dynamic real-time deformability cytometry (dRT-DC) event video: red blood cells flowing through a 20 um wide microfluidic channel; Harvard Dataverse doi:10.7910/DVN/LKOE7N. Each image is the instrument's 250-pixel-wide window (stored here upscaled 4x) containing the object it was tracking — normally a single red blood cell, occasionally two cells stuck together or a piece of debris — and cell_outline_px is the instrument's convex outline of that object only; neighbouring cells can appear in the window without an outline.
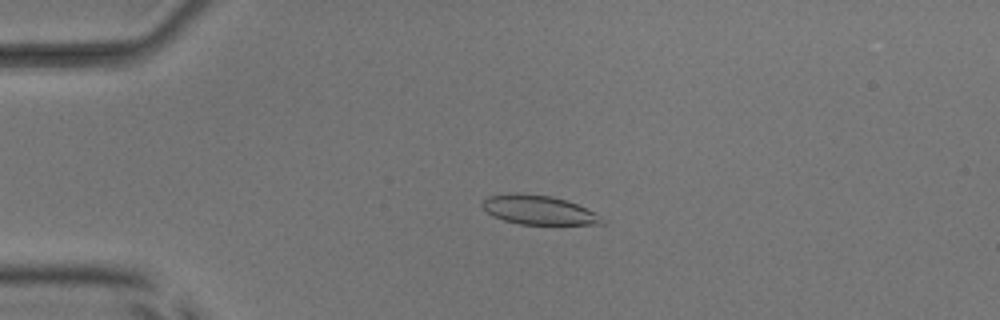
{"species": "common noctule bat (a hibernating species)", "species_latin": "Nyctalus noctula", "temperature_condition": "room temperature", "stored_images_in_passage": 53, "camera_frame_rate_fps": 3000, "um_per_image_px": 0.085, "animal": {"sex": "male", "body_mass_g": 17.9, "forearm_length_mm": 54.2}, "frame": {"image": 1, "passage_image": 13, "time_ms": 4.0, "image_size_px": [1000, 320], "cell_outline_px": [[608, 224], [520, 224], [504, 220], [492, 216], [480, 204], [488, 196], [516, 192], [552, 196], [576, 204], [608, 220]], "centroid_in_image_um": [45.78, 17.85], "position_along_channel_um": 39.2, "area_um2": 20.23}}
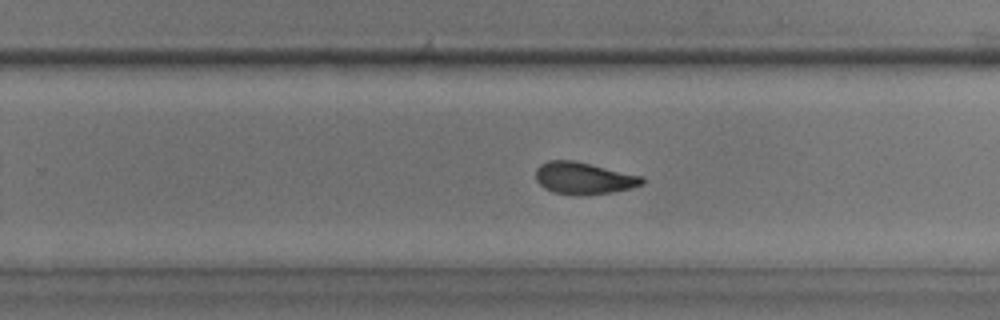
{"frame": {"image": 2, "passage_image": 34, "time_ms": 11.0, "image_size_px": [1000, 320], "cell_outline_px": [[644, 184], [632, 188], [612, 192], [584, 196], [572, 196], [552, 192], [544, 188], [536, 180], [536, 168], [540, 164], [548, 160], [572, 160], [644, 176]], "centroid_in_image_um": [49.61, 15.16], "position_along_channel_um": 280.2, "area_um2": 20.17}}
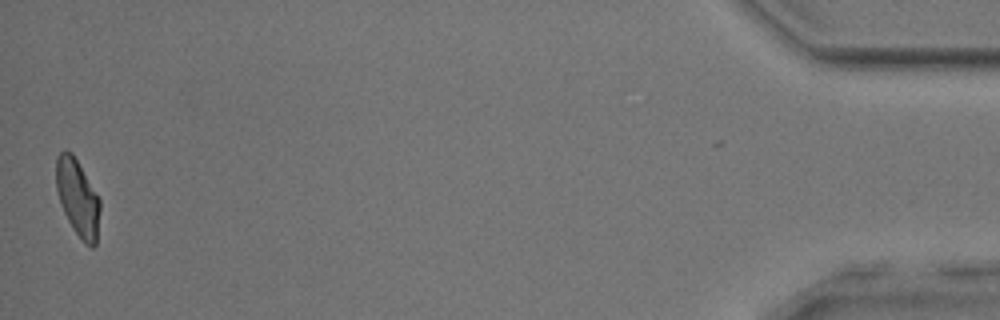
{"frame": {"image": 3, "passage_image": 52, "time_ms": 17.0, "image_size_px": [1000, 320], "cell_outline_px": [[100, 208], [96, 244], [92, 248], [84, 244], [72, 228], [60, 204], [56, 188], [56, 156], [64, 148], [72, 152], [100, 200]], "centroid_in_image_um": [6.58, 16.82], "position_along_channel_um": 428.6, "area_um2": 19.65}, "authors_computed_cell_mechanics": {"area_um2": 20.5768, "velocity_mm_per_s": 3.9848, "shape_relaxation_time_tau1_ms": 4.9894, "shape_relaxation_time_tau2_ms": 2.0857, "deformation_change_tau1": 0.1627, "deformation_change_tau2": 0.0764}}